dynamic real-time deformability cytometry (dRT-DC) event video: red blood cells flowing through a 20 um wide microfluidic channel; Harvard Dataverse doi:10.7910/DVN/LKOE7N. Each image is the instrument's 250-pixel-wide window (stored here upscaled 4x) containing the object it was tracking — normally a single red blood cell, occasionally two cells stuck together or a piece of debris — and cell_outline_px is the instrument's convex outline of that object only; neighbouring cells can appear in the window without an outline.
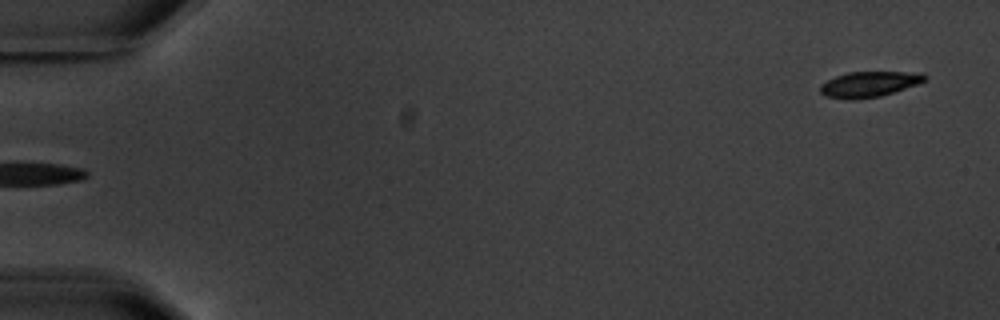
{"species": "common noctule bat (a hibernating species)", "species_latin": "Nyctalus noctula", "temperature_condition": "warm", "stored_images_in_passage": 6, "segment_of_instrument_passage": [2, 2], "camera_frame_rate_fps": 3000, "um_per_image_px": 0.085, "animal": {"sex": "male", "body_mass_g": 20.1, "forearm_length_mm": 53.5}, "frame": {"image": 1, "passage_image": 6, "time_ms": 5.667, "image_size_px": [1000, 320], "cell_outline_px": [[928, 76], [924, 80], [916, 84], [880, 96], [852, 100], [824, 96], [820, 92], [820, 84], [836, 76], [848, 72], [920, 72]], "centroid_in_image_um": [73.83, 7.15], "position_along_channel_um": 11.2, "area_um2": 15.37}}